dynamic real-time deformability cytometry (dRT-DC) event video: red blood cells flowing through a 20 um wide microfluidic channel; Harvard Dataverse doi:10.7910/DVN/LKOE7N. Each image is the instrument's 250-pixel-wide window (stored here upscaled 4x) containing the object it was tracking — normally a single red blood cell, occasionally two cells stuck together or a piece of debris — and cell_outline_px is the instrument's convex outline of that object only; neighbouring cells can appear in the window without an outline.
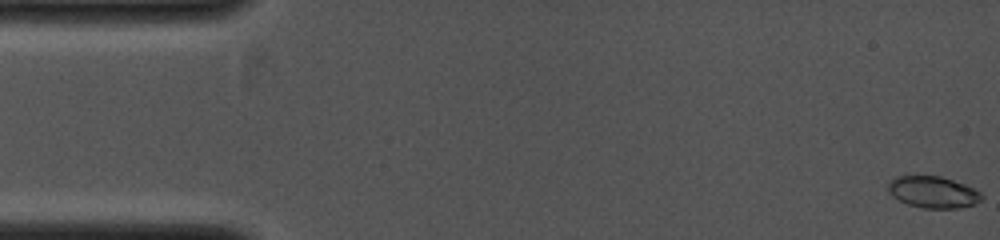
{"species": "common noctule bat (a hibernating species)", "species_latin": "Nyctalus noctula", "temperature_condition": "cold", "stored_images_in_passage": 43, "camera_frame_rate_fps": 4000, "um_per_image_px": 0.085, "animal": {"sex": "female", "body_mass_g": 19.0, "forearm_length_mm": 53.3}, "frame": {"image": 1, "passage_image": 1, "time_ms": 0.0, "image_size_px": [1000, 240], "cell_outline_px": [[984, 196], [976, 204], [960, 208], [924, 208], [908, 204], [892, 196], [888, 192], [888, 180], [896, 176], [940, 176], [964, 184], [980, 192]], "centroid_in_image_um": [79.29, 16.33], "position_along_channel_um": 5.7, "area_um2": 17.22}}
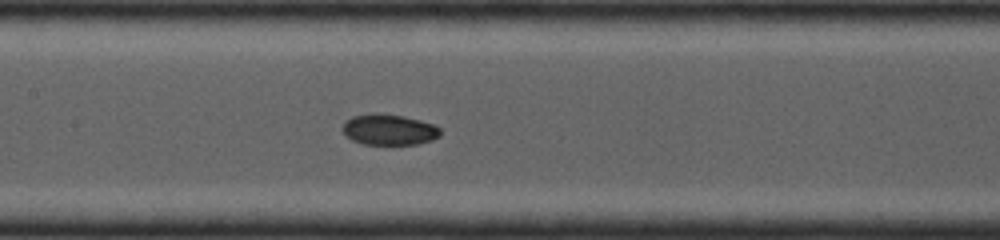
{"frame": {"image": 2, "passage_image": 21, "time_ms": 5.0, "image_size_px": [1000, 240], "cell_outline_px": [[440, 136], [432, 140], [416, 144], [364, 144], [352, 140], [340, 128], [344, 120], [352, 116], [372, 112], [376, 112], [404, 116], [420, 120], [432, 124], [440, 128]], "centroid_in_image_um": [33.03, 11.0], "position_along_channel_um": 174.4, "area_um2": 17.74}}
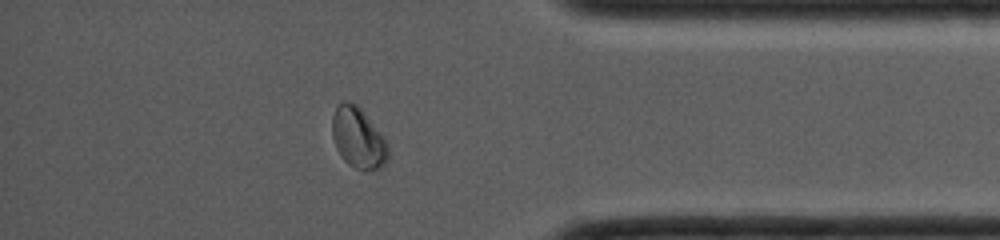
{"frame": {"image": 3, "passage_image": 37, "time_ms": 9.0, "image_size_px": [1000, 240], "cell_outline_px": [[388, 160], [380, 168], [356, 168], [348, 164], [340, 156], [336, 148], [332, 136], [332, 116], [336, 108], [344, 100], [356, 104], [364, 112], [388, 144]], "centroid_in_image_um": [30.42, 11.71], "position_along_channel_um": 404.8, "area_um2": 19.42}}